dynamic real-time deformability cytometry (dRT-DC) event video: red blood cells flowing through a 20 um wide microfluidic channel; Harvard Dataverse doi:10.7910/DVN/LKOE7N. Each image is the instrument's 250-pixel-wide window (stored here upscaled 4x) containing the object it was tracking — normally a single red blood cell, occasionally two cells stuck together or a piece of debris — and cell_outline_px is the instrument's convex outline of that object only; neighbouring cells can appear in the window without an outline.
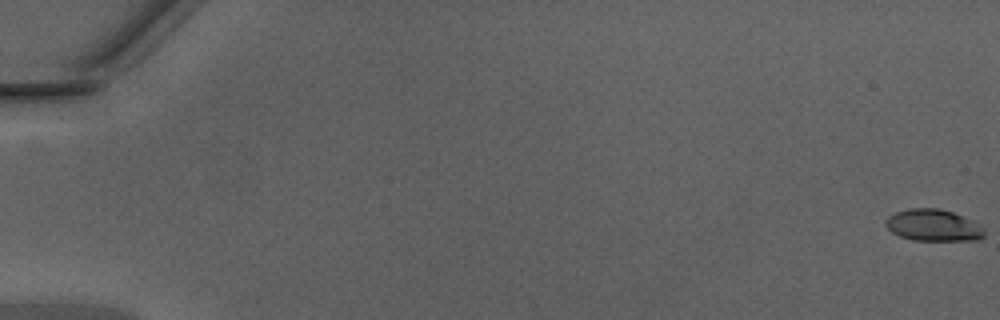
{"species": "Egyptian fruit bat (a non-hibernating species)", "species_latin": "Rousettus aegyptiacus", "temperature_condition": "warm", "stored_images_in_passage": 8, "camera_frame_rate_fps": 3000, "um_per_image_px": 0.085, "animal": {"sex": "male"}, "frame": {"image": 1, "passage_image": 1, "time_ms": 0.0, "image_size_px": [1000, 320], "cell_outline_px": [[984, 236], [976, 240], [912, 240], [900, 236], [892, 232], [884, 224], [884, 220], [888, 216], [896, 212], [908, 208], [940, 208], [952, 212], [980, 224], [984, 232]], "centroid_in_image_um": [79.29, 19.14], "position_along_channel_um": 5.7, "area_um2": 18.21}}